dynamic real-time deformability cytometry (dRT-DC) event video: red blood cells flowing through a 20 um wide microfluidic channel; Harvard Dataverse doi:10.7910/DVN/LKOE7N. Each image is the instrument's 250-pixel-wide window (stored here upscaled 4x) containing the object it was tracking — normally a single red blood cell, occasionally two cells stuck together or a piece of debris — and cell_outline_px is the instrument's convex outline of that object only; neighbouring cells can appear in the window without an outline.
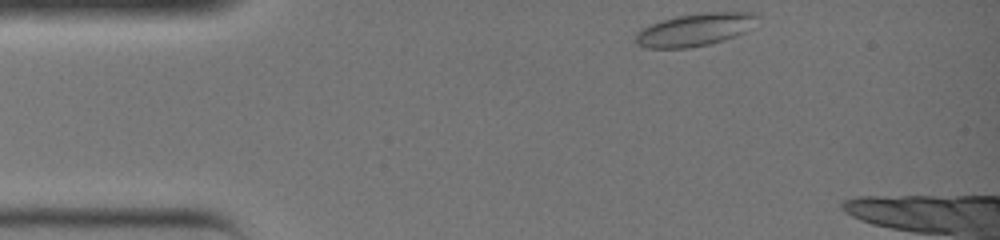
{"species": "common noctule bat (a hibernating species)", "species_latin": "Nyctalus noctula", "temperature_condition": "warm", "stored_images_in_passage": 29, "camera_frame_rate_fps": 3000, "um_per_image_px": 0.085, "animal": {"sex": "female", "body_mass_g": 19.0, "forearm_length_mm": 51.5}, "frame": {"image": 1, "passage_image": 1, "time_ms": 0.0, "image_size_px": [1000, 240], "cell_outline_px": [[760, 16], [744, 32], [736, 36], [708, 44], [688, 48], [648, 48], [636, 44], [636, 32], [640, 28], [660, 20], [676, 16], [704, 12], [756, 12]], "centroid_in_image_um": [59.03, 2.51], "position_along_channel_um": 26.0, "area_um2": 23.18}}
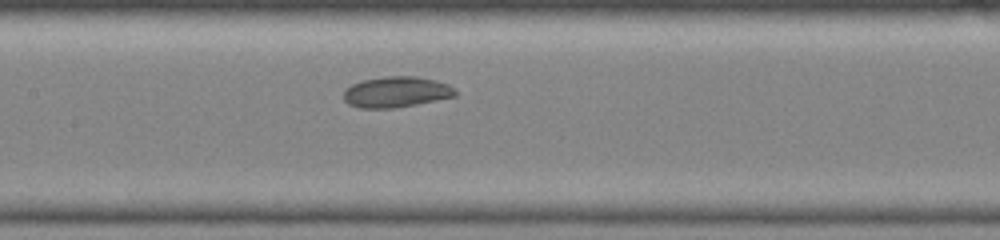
{"frame": {"image": 2, "passage_image": 13, "time_ms": 4.0, "image_size_px": [1000, 240], "cell_outline_px": [[456, 96], [396, 108], [360, 108], [348, 104], [344, 100], [344, 92], [352, 84], [360, 80], [384, 76], [416, 76], [436, 80], [448, 84], [456, 88]], "centroid_in_image_um": [33.69, 7.81], "position_along_channel_um": 173.7, "area_um2": 20.17}}
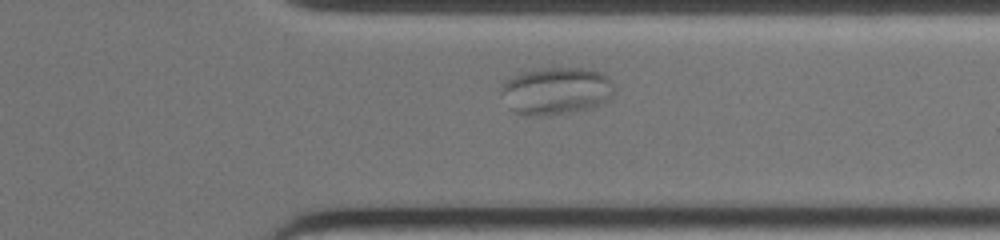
{"frame": {"image": 3, "passage_image": 24, "time_ms": 7.667, "image_size_px": [1000, 240], "cell_outline_px": [[616, 92], [604, 104], [588, 108], [568, 112], [544, 116], [528, 116], [516, 112], [508, 108], [500, 92], [500, 88], [512, 76], [520, 72], [540, 68], [584, 68], [600, 72], [608, 76], [616, 84]], "centroid_in_image_um": [47.3, 7.72], "position_along_channel_um": 364.1, "area_um2": 31.73}}